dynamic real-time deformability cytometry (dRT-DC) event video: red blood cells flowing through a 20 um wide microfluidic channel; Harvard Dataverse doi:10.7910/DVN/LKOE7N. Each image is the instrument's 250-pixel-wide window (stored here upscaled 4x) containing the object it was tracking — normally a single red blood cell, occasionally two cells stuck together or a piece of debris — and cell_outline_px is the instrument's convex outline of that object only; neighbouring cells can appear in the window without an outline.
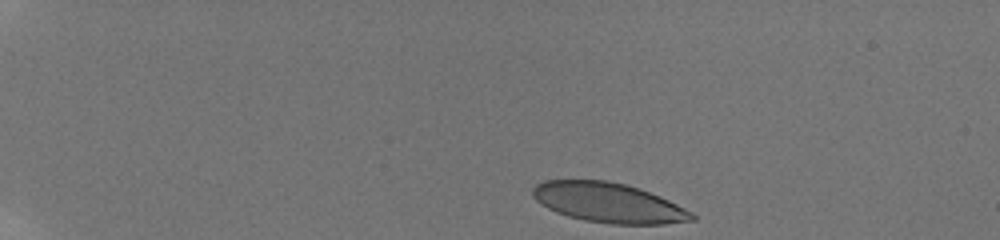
{"species": "human", "species_latin": "Homo sapiens", "temperature_condition": "room temperature", "stored_images_in_passage": 42, "camera_frame_rate_fps": 3000, "um_per_image_px": 0.085, "donor": {"sex": "male"}, "frame": {"image": 1, "passage_image": 1, "time_ms": 0.0, "image_size_px": [1000, 240], "cell_outline_px": [[696, 220], [664, 224], [612, 224], [584, 220], [568, 216], [556, 212], [548, 208], [536, 200], [532, 196], [532, 188], [536, 184], [544, 180], [608, 180], [628, 184], [640, 188], [660, 196], [692, 212], [696, 216]], "centroid_in_image_um": [51.72, 17.22], "position_along_channel_um": 33.3, "area_um2": 37.05}}
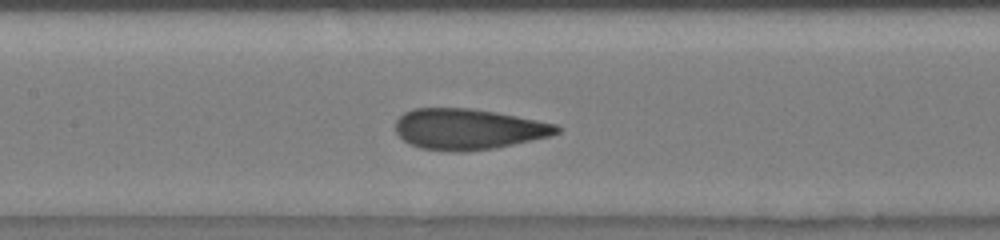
{"frame": {"image": 2, "passage_image": 20, "time_ms": 6.333, "image_size_px": [1000, 240], "cell_outline_px": [[564, 128], [560, 132], [548, 136], [496, 148], [464, 152], [452, 152], [420, 148], [404, 140], [396, 132], [396, 120], [404, 112], [412, 108], [472, 108], [496, 112], [556, 124]], "centroid_in_image_um": [39.8, 10.97], "position_along_channel_um": 167.6, "area_um2": 38.38}}
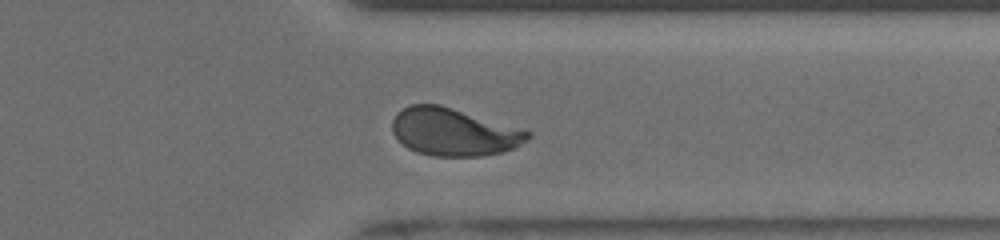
{"frame": {"image": 3, "passage_image": 36, "time_ms": 11.667, "image_size_px": [1000, 240], "cell_outline_px": [[532, 136], [528, 140], [504, 152], [480, 156], [432, 156], [416, 152], [408, 148], [392, 132], [392, 120], [396, 112], [408, 104], [440, 104], [532, 132]], "centroid_in_image_um": [38.54, 11.21], "position_along_channel_um": 372.9, "area_um2": 37.57}, "authors_computed_cell_mechanics": {"area_um2": 38.1769, "velocity_mm_per_s": 3.8482, "shape_relaxation_time_tau1_ms": 5.4249, "shape_relaxation_time_tau2_ms": null, "deformation_change_tau1": 0.2058, "deformation_change_tau2": null}}